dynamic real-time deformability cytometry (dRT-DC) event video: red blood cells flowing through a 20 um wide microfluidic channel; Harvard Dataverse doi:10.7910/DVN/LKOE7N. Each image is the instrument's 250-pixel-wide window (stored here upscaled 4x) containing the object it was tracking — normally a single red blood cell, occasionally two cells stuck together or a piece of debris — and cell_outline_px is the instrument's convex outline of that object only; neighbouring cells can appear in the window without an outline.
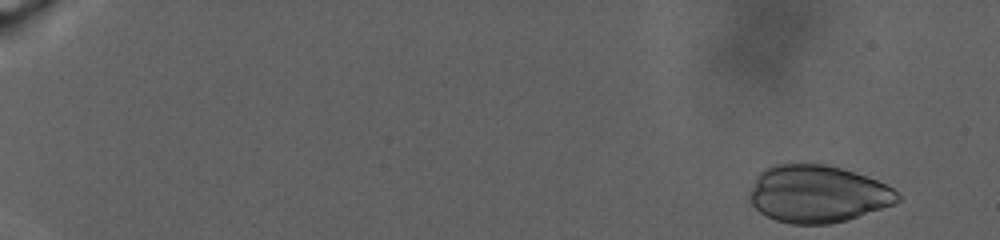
{"species": "human", "species_latin": "Homo sapiens", "temperature_condition": "warm", "stored_images_in_passage": 76, "camera_frame_rate_fps": 3000, "um_per_image_px": 0.085, "donor": {"sex": "male"}, "frame": {"image": 1, "passage_image": 1, "time_ms": 0.0, "image_size_px": [1000, 240], "cell_outline_px": [[900, 200], [896, 204], [848, 220], [832, 224], [792, 224], [776, 220], [760, 212], [748, 200], [748, 192], [756, 176], [764, 168], [776, 164], [824, 164], [840, 168], [876, 180], [892, 188], [900, 196]], "centroid_in_image_um": [69.47, 16.5], "position_along_channel_um": 15.5, "area_um2": 49.59}}
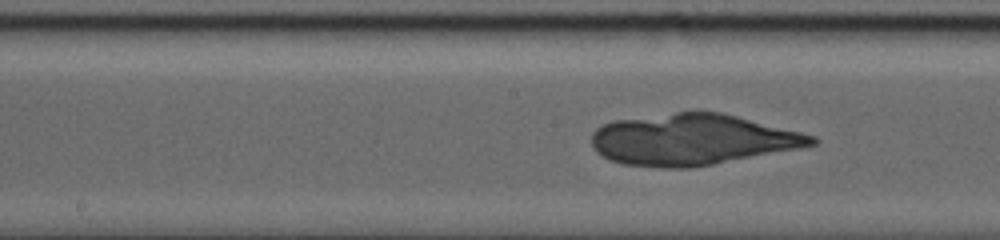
{"frame": {"image": 2, "passage_image": 37, "time_ms": 15.333, "image_size_px": [1000, 240], "cell_outline_px": [[820, 140], [816, 144], [800, 148], [712, 164], [688, 168], [664, 168], [620, 164], [608, 160], [600, 156], [592, 148], [592, 132], [596, 128], [604, 124], [616, 120], [696, 108], [720, 112], [816, 136]], "centroid_in_image_um": [58.79, 11.84], "position_along_channel_um": 189.4, "area_um2": 66.24}}
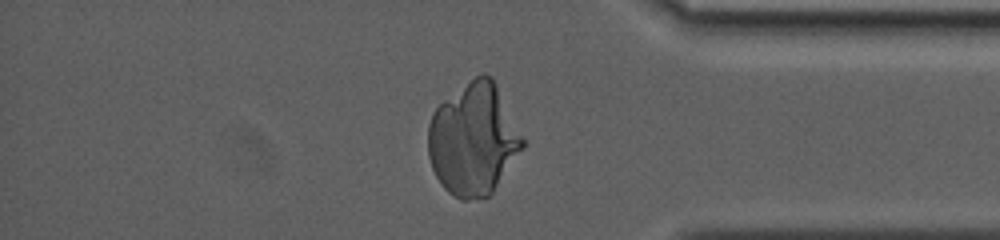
{"frame": {"image": 3, "passage_image": 64, "time_ms": 24.333, "image_size_px": [1000, 240], "cell_outline_px": [[524, 148], [492, 192], [488, 196], [468, 200], [460, 200], [448, 192], [440, 184], [432, 168], [428, 156], [428, 124], [432, 112], [444, 100], [480, 72], [484, 72], [492, 76], [524, 140]], "centroid_in_image_um": [40.22, 11.85], "position_along_channel_um": 395.0, "area_um2": 61.5}}